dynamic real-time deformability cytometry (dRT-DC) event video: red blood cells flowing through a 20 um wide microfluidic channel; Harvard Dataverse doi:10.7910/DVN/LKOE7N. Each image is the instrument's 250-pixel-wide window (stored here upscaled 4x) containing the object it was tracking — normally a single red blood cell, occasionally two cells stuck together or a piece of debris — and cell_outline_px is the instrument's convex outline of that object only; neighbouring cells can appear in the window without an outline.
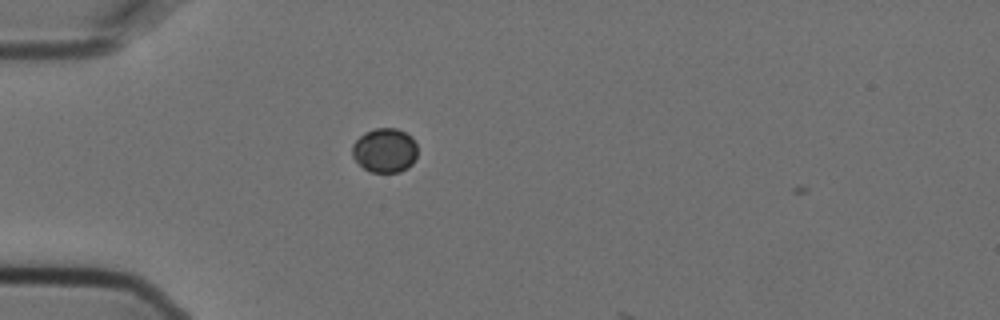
{"species": "Egyptian fruit bat (a non-hibernating species)", "species_latin": "Rousettus aegyptiacus", "temperature_condition": "cold", "stored_images_in_passage": 2, "camera_frame_rate_fps": 3000, "um_per_image_px": 0.085, "animal": {"sex": "female"}, "frame": {"image": 1, "passage_image": 1, "time_ms": 0.0, "image_size_px": [1000, 320], "cell_outline_px": [[416, 156], [412, 164], [408, 168], [400, 172], [372, 172], [364, 168], [352, 156], [352, 144], [364, 132], [376, 128], [396, 128], [412, 136], [416, 144]], "centroid_in_image_um": [32.71, 12.77], "position_along_channel_um": 52.3, "area_um2": 16.88}}